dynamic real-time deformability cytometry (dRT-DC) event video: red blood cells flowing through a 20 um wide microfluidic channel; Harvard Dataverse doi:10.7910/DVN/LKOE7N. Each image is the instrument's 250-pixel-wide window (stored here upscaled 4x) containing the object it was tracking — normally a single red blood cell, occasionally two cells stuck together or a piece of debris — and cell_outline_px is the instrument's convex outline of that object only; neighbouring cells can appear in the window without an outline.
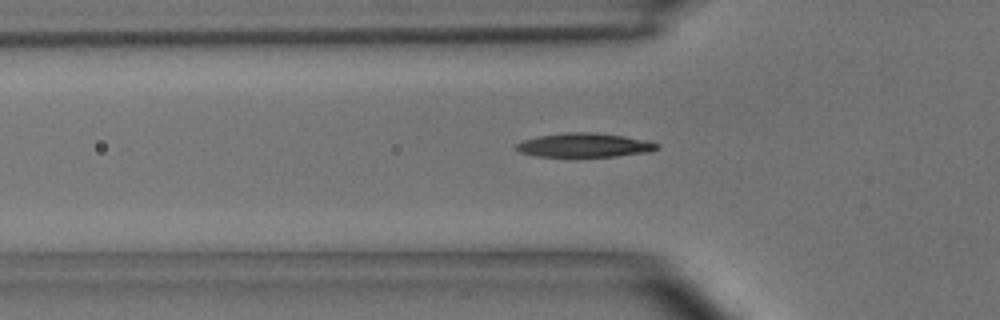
{"species": "common noctule bat (a hibernating species)", "species_latin": "Nyctalus noctula", "temperature_condition": "room temperature", "stored_images_in_passage": 47, "camera_frame_rate_fps": 3000, "um_per_image_px": 0.085, "animal": {"sex": "male", "body_mass_g": 15.6}, "frame": {"image": 1, "passage_image": 17, "time_ms": 5.333, "image_size_px": [1000, 320], "cell_outline_px": [[660, 148], [648, 152], [616, 156], [536, 156], [520, 152], [516, 148], [516, 144], [524, 140], [540, 136], [568, 132], [596, 132], [624, 136], [648, 140], [660, 144]], "centroid_in_image_um": [49.74, 12.33], "position_along_channel_um": 76.1, "area_um2": 19.59}}
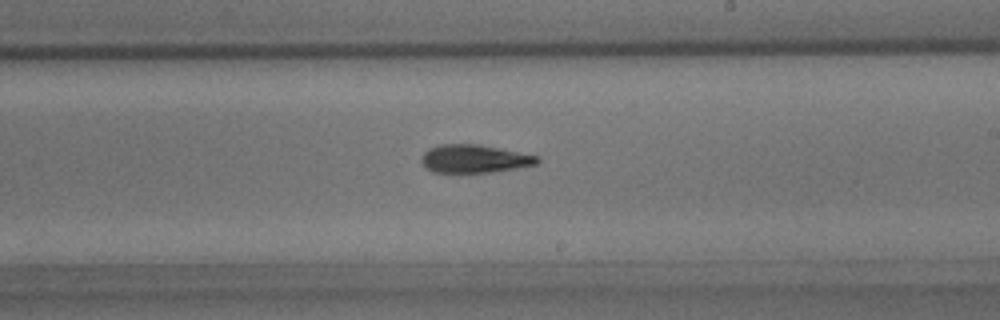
{"frame": {"image": 2, "passage_image": 31, "time_ms": 10.0, "image_size_px": [1000, 320], "cell_outline_px": [[540, 160], [536, 164], [516, 168], [492, 172], [432, 172], [424, 168], [420, 160], [420, 156], [428, 148], [440, 144], [480, 144], [540, 156]], "centroid_in_image_um": [40.28, 13.49], "position_along_channel_um": 248.7, "area_um2": 19.19}}
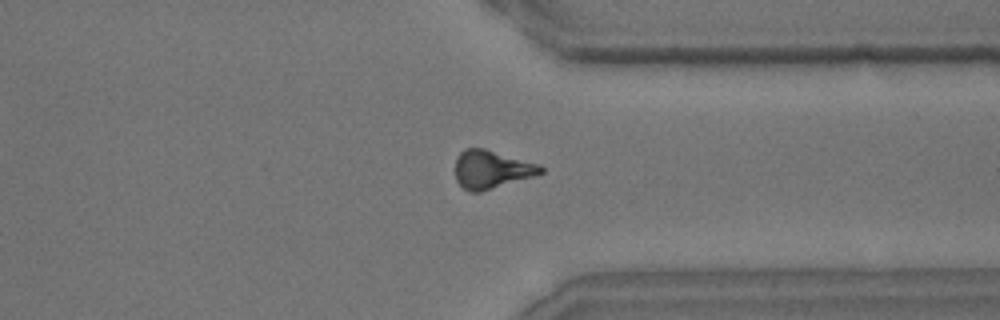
{"frame": {"image": 3, "passage_image": 41, "time_ms": 13.333, "image_size_px": [1000, 320], "cell_outline_px": [[544, 172], [536, 176], [480, 192], [468, 192], [456, 180], [456, 156], [464, 148], [484, 148], [540, 164], [544, 168]], "centroid_in_image_um": [41.8, 14.4], "position_along_channel_um": 369.6, "area_um2": 19.19}}